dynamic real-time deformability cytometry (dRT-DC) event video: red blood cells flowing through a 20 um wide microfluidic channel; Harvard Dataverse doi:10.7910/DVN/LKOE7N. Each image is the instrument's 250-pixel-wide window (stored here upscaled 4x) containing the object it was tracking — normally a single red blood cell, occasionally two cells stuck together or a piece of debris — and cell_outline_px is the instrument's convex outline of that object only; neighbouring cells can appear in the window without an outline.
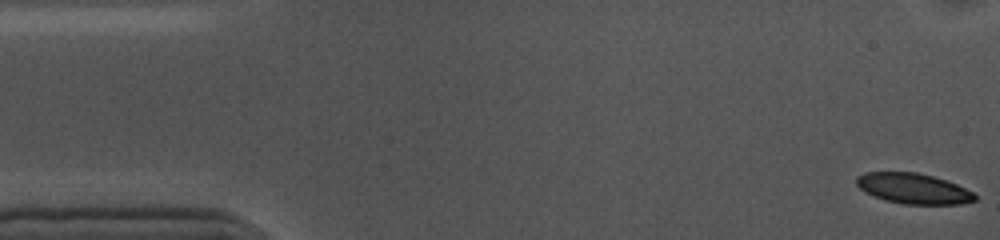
{"species": "common noctule bat (a hibernating species)", "species_latin": "Nyctalus noctula", "temperature_condition": "cold", "stored_images_in_passage": 55, "camera_frame_rate_fps": 3000, "um_per_image_px": 0.085, "animal": {"sex": "female", "body_mass_g": 10.0, "forearm_length_mm": 53.1}, "frame": {"image": 1, "passage_image": 1, "time_ms": 0.0, "image_size_px": [1000, 240], "cell_outline_px": [[976, 200], [960, 204], [904, 204], [884, 200], [864, 192], [856, 184], [856, 176], [864, 172], [916, 172], [948, 180], [972, 192], [976, 196]], "centroid_in_image_um": [77.6, 16.02], "position_along_channel_um": 7.4, "area_um2": 21.04}}
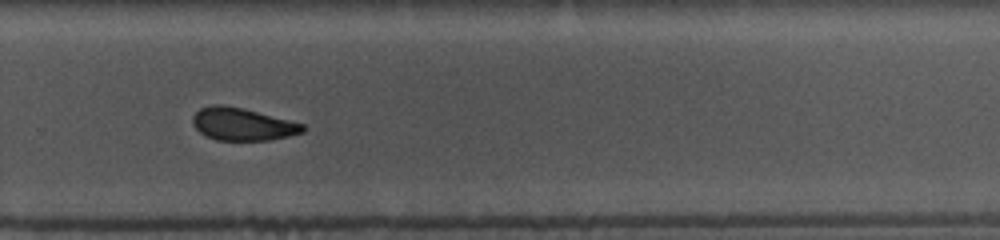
{"frame": {"image": 2, "passage_image": 36, "time_ms": 11.667, "image_size_px": [1000, 240], "cell_outline_px": [[308, 128], [304, 132], [288, 136], [268, 140], [216, 140], [200, 132], [192, 124], [192, 116], [200, 108], [212, 104], [224, 104], [244, 108], [304, 124]], "centroid_in_image_um": [20.61, 10.54], "position_along_channel_um": 309.2, "area_um2": 20.98}}
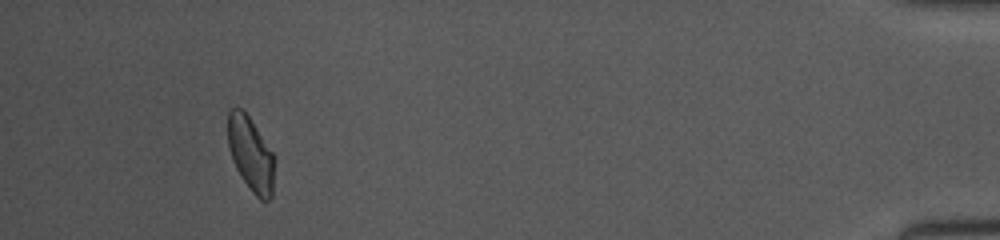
{"frame": {"image": 3, "passage_image": 51, "time_ms": 16.667, "image_size_px": [1000, 240], "cell_outline_px": [[272, 196], [268, 200], [260, 200], [252, 192], [240, 176], [232, 160], [228, 148], [228, 112], [232, 108], [244, 108], [272, 152]], "centroid_in_image_um": [21.26, 13.06], "position_along_channel_um": 413.9, "area_um2": 19.88}, "authors_computed_cell_mechanics": {"area_um2": 21.7328, "velocity_mm_per_s": 3.5465, "shape_relaxation_time_tau1_ms": 6.3517, "shape_relaxation_time_tau2_ms": 2.7131, "deformation_change_tau1": 0.1274, "deformation_change_tau2": 0.0738}}